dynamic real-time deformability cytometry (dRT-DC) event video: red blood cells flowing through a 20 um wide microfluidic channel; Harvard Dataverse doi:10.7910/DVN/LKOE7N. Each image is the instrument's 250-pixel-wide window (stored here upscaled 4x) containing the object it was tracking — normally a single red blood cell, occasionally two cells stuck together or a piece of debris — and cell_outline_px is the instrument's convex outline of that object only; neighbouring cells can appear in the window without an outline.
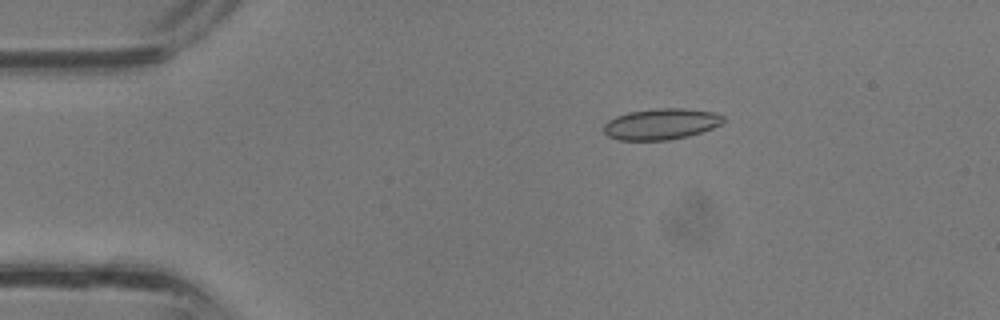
{"species": "common noctule bat (a hibernating species)", "species_latin": "Nyctalus noctula", "temperature_condition": "room temperature", "stored_images_in_passage": 36, "camera_frame_rate_fps": 3000, "um_per_image_px": 0.085, "animal": {"sex": "male", "body_mass_g": 13.3}, "frame": {"image": 1, "passage_image": 7, "time_ms": 2.0, "image_size_px": [1000, 320], "cell_outline_px": [[724, 120], [720, 124], [712, 128], [688, 136], [668, 140], [616, 140], [608, 136], [604, 132], [604, 124], [608, 120], [616, 116], [628, 112], [656, 108], [684, 108], [712, 112], [724, 116]], "centroid_in_image_um": [56.16, 10.54], "position_along_channel_um": 28.8, "area_um2": 21.62}}
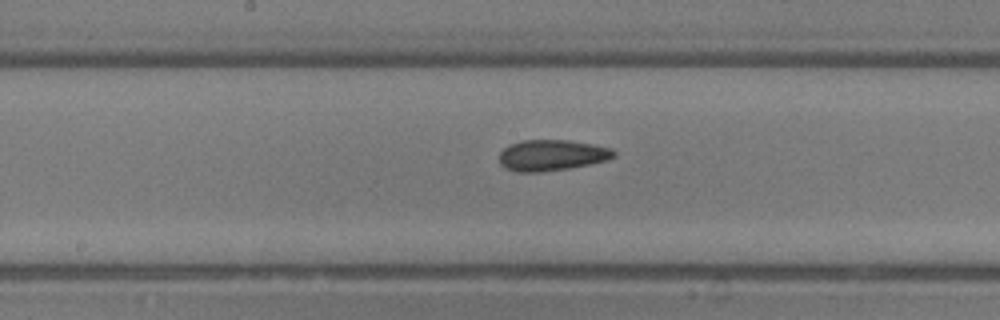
{"frame": {"image": 2, "passage_image": 19, "time_ms": 6.0, "image_size_px": [1000, 320], "cell_outline_px": [[616, 156], [608, 160], [568, 168], [540, 172], [516, 172], [504, 168], [500, 164], [500, 152], [508, 144], [520, 140], [568, 140], [592, 144], [612, 148], [616, 152]], "centroid_in_image_um": [46.88, 13.19], "position_along_channel_um": 201.3, "area_um2": 20.81}}
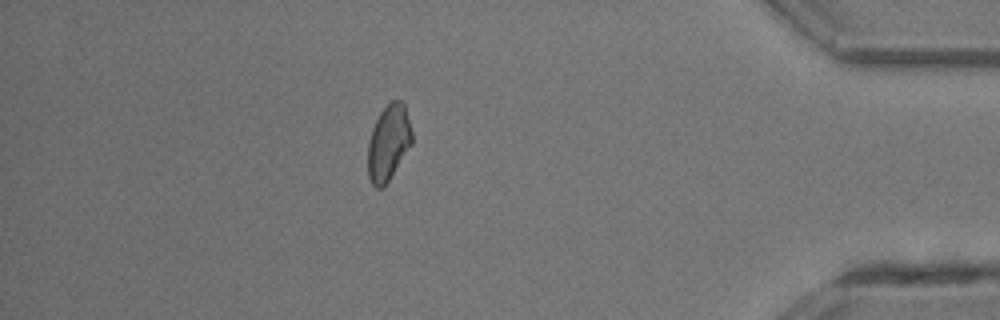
{"frame": {"image": 3, "passage_image": 32, "time_ms": 10.333, "image_size_px": [1000, 320], "cell_outline_px": [[412, 144], [388, 180], [380, 188], [376, 188], [372, 184], [368, 176], [368, 144], [372, 128], [380, 112], [392, 100], [400, 100], [404, 104], [412, 132]], "centroid_in_image_um": [33.01, 12.11], "position_along_channel_um": 402.2, "area_um2": 19.13}}